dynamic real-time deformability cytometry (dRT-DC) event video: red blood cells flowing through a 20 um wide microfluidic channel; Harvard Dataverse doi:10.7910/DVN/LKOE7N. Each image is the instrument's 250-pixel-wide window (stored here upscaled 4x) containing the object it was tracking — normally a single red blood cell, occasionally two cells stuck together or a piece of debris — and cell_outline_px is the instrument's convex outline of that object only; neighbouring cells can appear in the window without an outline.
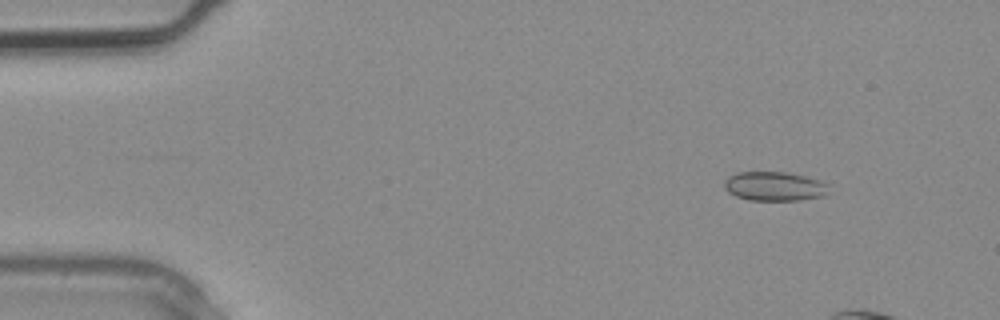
{"species": "common noctule bat (a hibernating species)", "species_latin": "Nyctalus noctula", "temperature_condition": "warm", "stored_images_in_passage": 4, "camera_frame_rate_fps": 3000, "um_per_image_px": 0.085, "animal": {"sex": "male", "body_mass_g": 20.4}, "frame": {"image": 1, "passage_image": 1, "time_ms": 0.0, "image_size_px": [1000, 320], "cell_outline_px": [[828, 192], [824, 196], [800, 200], [748, 200], [736, 196], [728, 192], [724, 188], [724, 180], [728, 176], [736, 172], [788, 172], [820, 180], [828, 184]], "centroid_in_image_um": [65.81, 15.83], "position_along_channel_um": 19.2, "area_um2": 17.92}}